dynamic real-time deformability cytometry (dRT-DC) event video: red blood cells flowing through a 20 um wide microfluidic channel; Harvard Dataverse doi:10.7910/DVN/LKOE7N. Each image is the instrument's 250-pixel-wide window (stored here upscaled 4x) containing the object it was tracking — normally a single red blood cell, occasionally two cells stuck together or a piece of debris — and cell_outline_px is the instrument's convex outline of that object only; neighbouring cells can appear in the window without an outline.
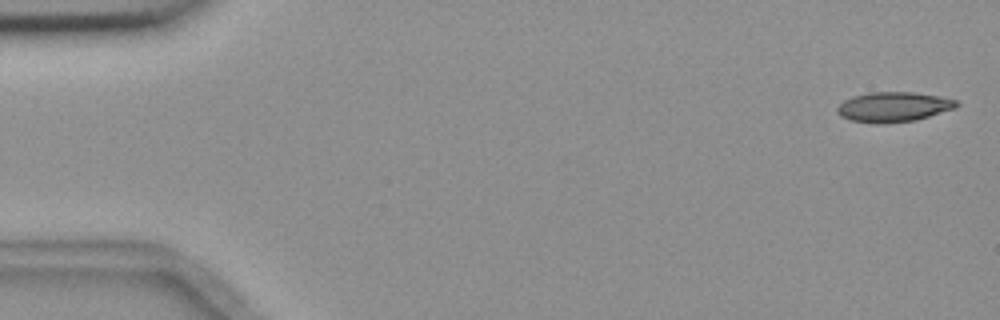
{"species": "common noctule bat (a hibernating species)", "species_latin": "Nyctalus noctula", "temperature_condition": "room temperature", "stored_images_in_passage": 10, "camera_frame_rate_fps": 3000, "um_per_image_px": 0.085, "animal": {"sex": "female", "body_mass_g": 18.4}, "frame": {"image": 1, "passage_image": 1, "time_ms": 0.0, "image_size_px": [1000, 320], "cell_outline_px": [[960, 104], [956, 108], [916, 120], [880, 124], [876, 124], [852, 120], [840, 116], [836, 112], [836, 108], [844, 100], [852, 96], [868, 92], [912, 92], [940, 96], [956, 100]], "centroid_in_image_um": [75.94, 9.08], "position_along_channel_um": 9.1, "area_um2": 20.92}}
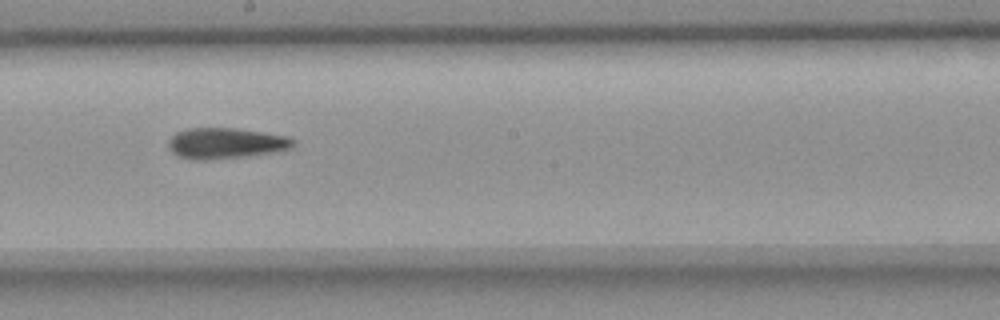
{"frame": {"image": 2, "passage_image": 9, "time_ms": 9.667, "image_size_px": [1000, 320], "cell_outline_px": [[296, 144], [288, 148], [272, 152], [240, 156], [204, 160], [192, 160], [176, 156], [172, 152], [168, 144], [168, 140], [176, 132], [188, 128], [236, 128], [264, 132], [288, 136], [296, 140]], "centroid_in_image_um": [19.15, 12.16], "position_along_channel_um": 229.0, "area_um2": 22.31}}
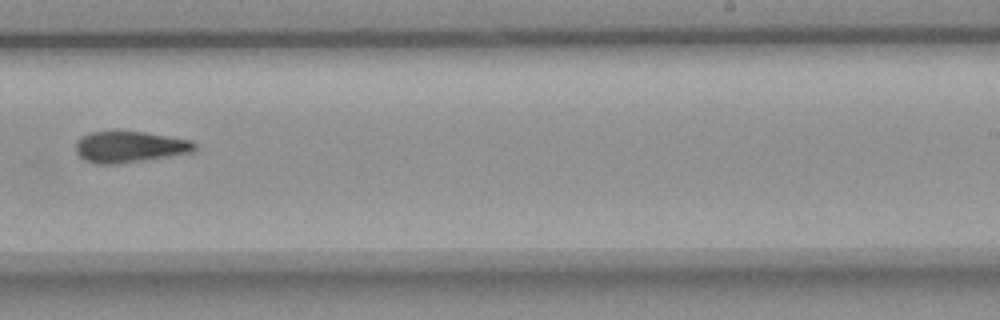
{"frame": {"image": 3, "passage_image": 10, "time_ms": 11.0, "image_size_px": [1000, 320], "cell_outline_px": [[200, 144], [196, 152], [116, 164], [96, 164], [84, 160], [76, 152], [76, 140], [80, 136], [88, 132], [112, 128], [120, 128], [192, 140]], "centroid_in_image_um": [11.02, 12.43], "position_along_channel_um": 278.0, "area_um2": 22.77}}